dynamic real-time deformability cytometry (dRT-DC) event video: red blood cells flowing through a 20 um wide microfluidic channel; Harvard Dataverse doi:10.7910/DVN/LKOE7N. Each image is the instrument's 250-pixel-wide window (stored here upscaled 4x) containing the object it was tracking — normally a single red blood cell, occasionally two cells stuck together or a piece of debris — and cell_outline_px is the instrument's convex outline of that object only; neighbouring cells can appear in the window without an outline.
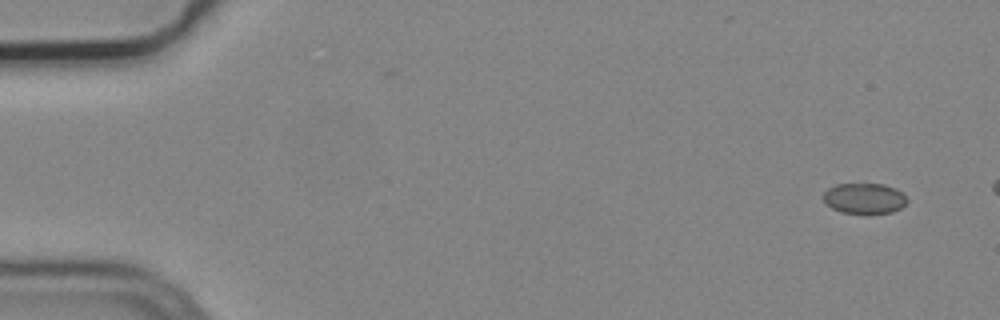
{"species": "common noctule bat (a hibernating species)", "species_latin": "Nyctalus noctula", "temperature_condition": "cold", "stored_images_in_passage": 2, "camera_frame_rate_fps": 3000, "um_per_image_px": 0.085, "animal": {"sex": "male", "body_mass_g": 19.2, "forearm_length_mm": 51.8}, "frame": {"image": 1, "passage_image": 2, "time_ms": 0.333, "image_size_px": [1000, 320], "cell_outline_px": [[908, 200], [900, 208], [892, 212], [868, 216], [864, 216], [840, 212], [832, 208], [824, 200], [824, 192], [828, 188], [836, 184], [884, 184], [896, 188]], "centroid_in_image_um": [73.47, 16.9], "position_along_channel_um": 11.5, "area_um2": 15.32}}